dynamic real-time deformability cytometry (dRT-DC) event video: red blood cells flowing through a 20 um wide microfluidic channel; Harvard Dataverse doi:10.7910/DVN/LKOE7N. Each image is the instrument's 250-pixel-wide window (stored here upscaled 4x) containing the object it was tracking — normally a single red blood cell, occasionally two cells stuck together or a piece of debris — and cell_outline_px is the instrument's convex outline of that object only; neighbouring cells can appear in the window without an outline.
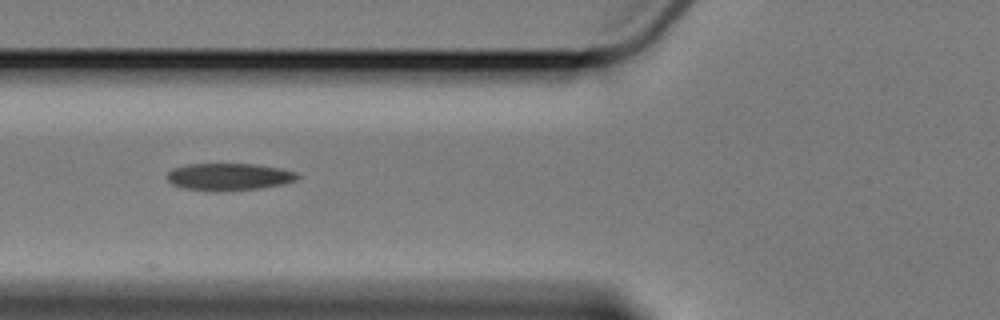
{"species": "Egyptian fruit bat (a non-hibernating species)", "species_latin": "Rousettus aegyptiacus", "temperature_condition": "cold", "stored_images_in_passage": 3, "camera_frame_rate_fps": 3000, "um_per_image_px": 0.085, "animal": {"sex": "female"}, "frame": {"image": 1, "passage_image": 2, "time_ms": 2.333, "image_size_px": [1000, 320], "cell_outline_px": [[300, 176], [296, 180], [284, 184], [260, 188], [212, 192], [184, 188], [172, 184], [168, 180], [168, 172], [172, 168], [188, 164], [256, 164], [280, 168], [296, 172]], "centroid_in_image_um": [19.46, 15.03], "position_along_channel_um": 106.3, "area_um2": 20.75}}
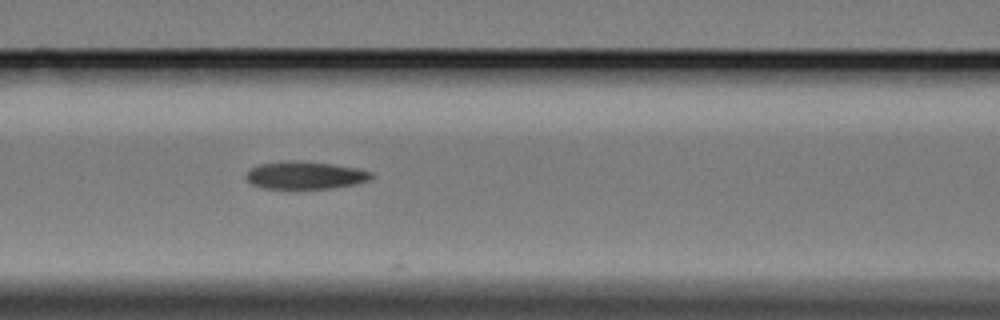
{"frame": {"image": 2, "passage_image": 3, "time_ms": 3.333, "image_size_px": [1000, 320], "cell_outline_px": [[376, 176], [368, 180], [352, 184], [328, 188], [264, 188], [252, 184], [244, 176], [248, 168], [256, 164], [332, 164], [356, 168], [372, 172]], "centroid_in_image_um": [25.93, 14.94], "position_along_channel_um": 140.7, "area_um2": 18.96}}